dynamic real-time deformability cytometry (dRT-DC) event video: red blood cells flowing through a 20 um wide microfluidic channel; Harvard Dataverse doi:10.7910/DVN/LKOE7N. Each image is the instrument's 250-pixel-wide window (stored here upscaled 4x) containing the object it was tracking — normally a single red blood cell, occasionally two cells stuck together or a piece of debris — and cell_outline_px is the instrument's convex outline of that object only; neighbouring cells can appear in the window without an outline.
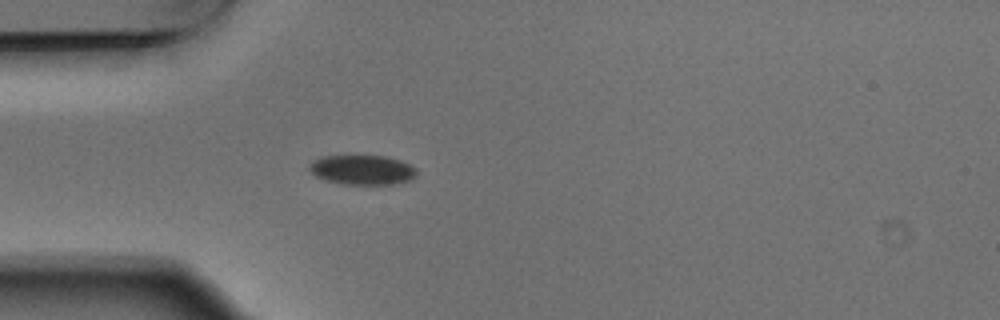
{"species": "Egyptian fruit bat (a non-hibernating species)", "species_latin": "Rousettus aegyptiacus", "temperature_condition": "warm", "stored_images_in_passage": 2, "camera_frame_rate_fps": 3000, "um_per_image_px": 0.085, "animal": {"sex": "male"}, "frame": {"image": 1, "passage_image": 2, "time_ms": 0.333, "image_size_px": [1000, 320], "cell_outline_px": [[416, 176], [412, 180], [396, 184], [344, 184], [324, 180], [316, 176], [308, 168], [308, 164], [312, 160], [320, 156], [384, 156], [400, 160], [416, 168]], "centroid_in_image_um": [30.78, 14.44], "position_along_channel_um": 54.2, "area_um2": 18.67}}